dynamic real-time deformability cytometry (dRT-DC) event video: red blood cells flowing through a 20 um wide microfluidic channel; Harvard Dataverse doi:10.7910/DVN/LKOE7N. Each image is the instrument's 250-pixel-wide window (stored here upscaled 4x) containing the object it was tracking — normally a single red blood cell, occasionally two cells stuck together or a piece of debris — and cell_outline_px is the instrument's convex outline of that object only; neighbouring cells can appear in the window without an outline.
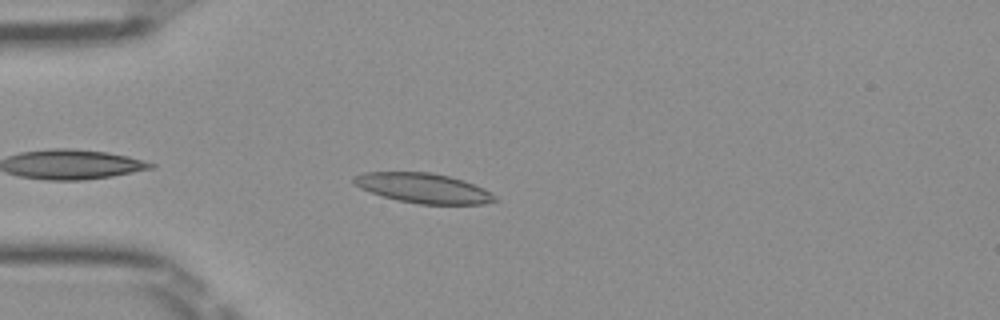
{"species": "Egyptian fruit bat (a non-hibernating species)", "species_latin": "Rousettus aegyptiacus", "temperature_condition": "room temperature", "stored_images_in_passage": 38, "camera_frame_rate_fps": 3000, "um_per_image_px": 0.085, "frame": {"image": 1, "passage_image": 4, "time_ms": 1.0, "image_size_px": [1000, 320], "cell_outline_px": [[500, 200], [484, 204], [420, 204], [396, 200], [360, 188], [352, 184], [352, 176], [364, 172], [432, 172], [464, 180], [484, 188], [496, 196]], "centroid_in_image_um": [35.99, 15.99], "position_along_channel_um": 49.0, "area_um2": 24.68}}
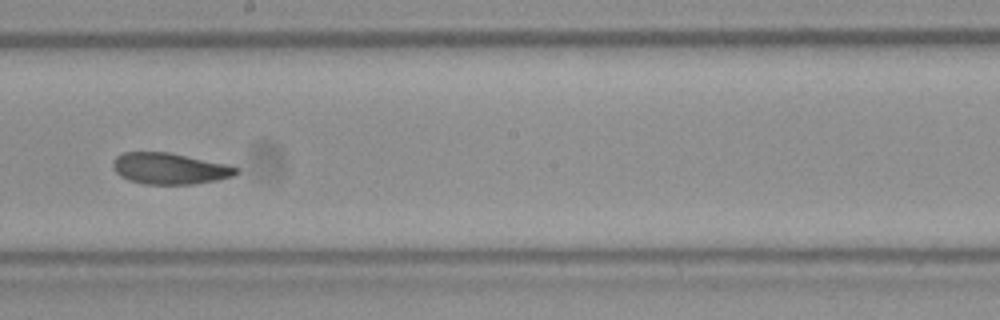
{"frame": {"image": 2, "passage_image": 19, "time_ms": 6.0, "image_size_px": [1000, 320], "cell_outline_px": [[240, 172], [232, 176], [216, 180], [192, 184], [144, 184], [128, 180], [120, 176], [116, 172], [112, 164], [112, 160], [116, 156], [124, 152], [168, 152], [228, 164], [240, 168]], "centroid_in_image_um": [14.42, 14.32], "position_along_channel_um": 233.8, "area_um2": 22.54}}
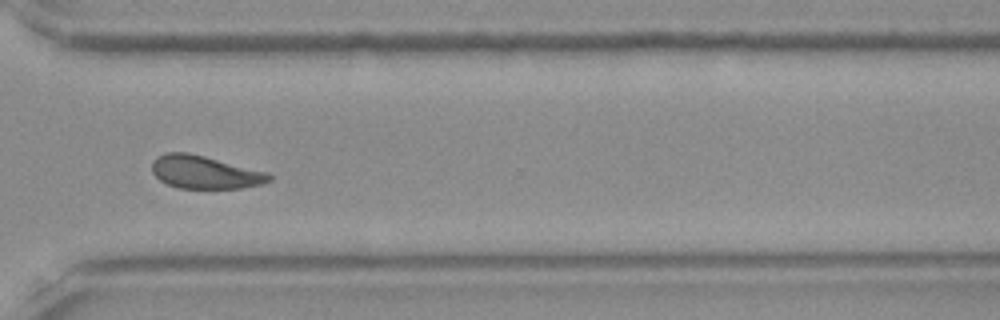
{"frame": {"image": 3, "passage_image": 28, "time_ms": 9.0, "image_size_px": [1000, 320], "cell_outline_px": [[272, 180], [260, 184], [240, 188], [180, 188], [168, 184], [160, 180], [152, 172], [152, 160], [156, 156], [164, 152], [188, 152], [268, 172], [272, 176]], "centroid_in_image_um": [17.39, 14.62], "position_along_channel_um": 353.2, "area_um2": 22.48}, "authors_computed_cell_mechanics": {"area_um2": 23.0333, "velocity_mm_per_s": 3.9823, "shape_relaxation_time_tau1_ms": null, "shape_relaxation_time_tau2_ms": 4.1898, "deformation_change_tau1": null, "deformation_change_tau2": 0.1043}}